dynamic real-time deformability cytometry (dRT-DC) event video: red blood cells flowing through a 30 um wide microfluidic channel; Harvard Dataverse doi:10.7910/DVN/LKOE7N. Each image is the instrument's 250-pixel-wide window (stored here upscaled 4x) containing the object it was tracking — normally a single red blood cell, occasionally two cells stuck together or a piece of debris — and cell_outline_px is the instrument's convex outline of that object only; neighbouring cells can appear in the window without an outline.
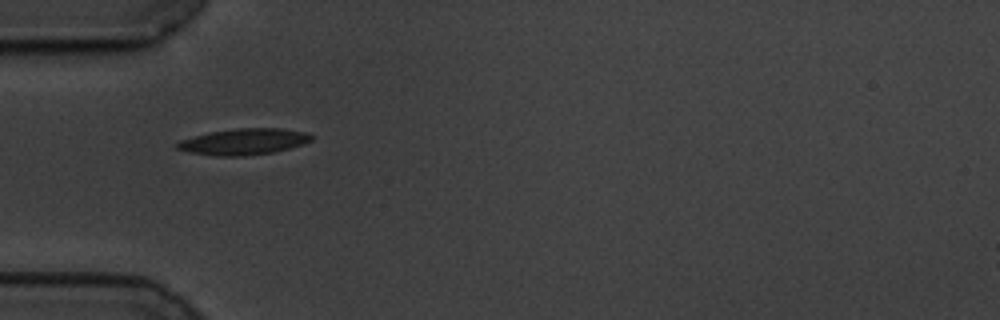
{"species": "common noctule bat (a hibernating species)", "species_latin": "Nyctalus noctula", "temperature_condition": "cold", "stored_images_in_passage": 18, "camera_frame_rate_fps": 3000, "um_per_image_px": 0.085, "animal": {"sex": "male", "body_mass_g": 19.5, "forearm_length_mm": 54.6}, "frame": {"image": 1, "passage_image": 1, "time_ms": 0.0, "image_size_px": [1000, 320], "cell_outline_px": [[312, 140], [304, 144], [272, 152], [244, 156], [216, 156], [188, 152], [176, 148], [176, 144], [180, 140], [208, 132], [236, 128], [280, 128], [308, 132], [312, 136]], "centroid_in_image_um": [20.72, 12.03], "position_along_channel_um": 64.3, "area_um2": 20.52}}
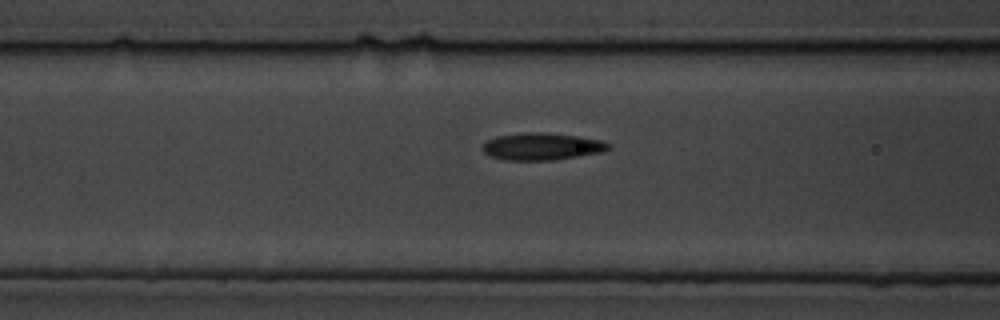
{"frame": {"image": 2, "passage_image": 6, "time_ms": 1.667, "image_size_px": [1000, 320], "cell_outline_px": [[612, 148], [604, 152], [556, 160], [504, 160], [492, 156], [484, 152], [484, 144], [488, 140], [496, 136], [520, 132], [548, 132], [580, 136], [600, 140], [608, 144]], "centroid_in_image_um": [46.1, 12.44], "position_along_channel_um": 120.5, "area_um2": 20.11}}
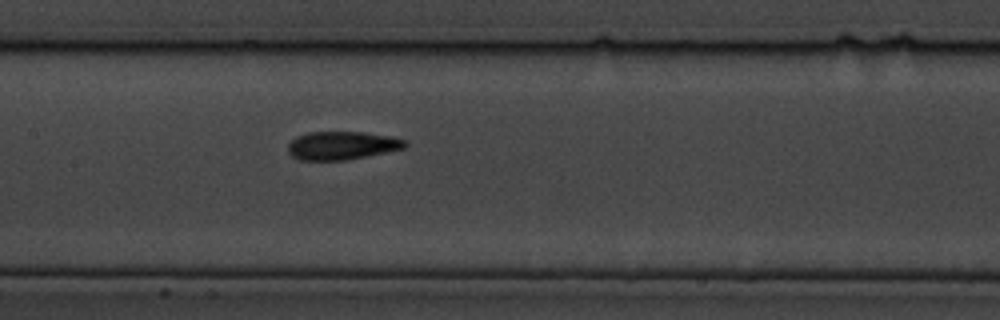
{"frame": {"image": 3, "passage_image": 11, "time_ms": 3.333, "image_size_px": [1000, 320], "cell_outline_px": [[408, 144], [404, 148], [344, 160], [300, 160], [292, 156], [288, 152], [288, 144], [296, 136], [308, 132], [360, 132], [392, 136], [408, 140]], "centroid_in_image_um": [29.06, 12.36], "position_along_channel_um": 178.3, "area_um2": 19.19}}